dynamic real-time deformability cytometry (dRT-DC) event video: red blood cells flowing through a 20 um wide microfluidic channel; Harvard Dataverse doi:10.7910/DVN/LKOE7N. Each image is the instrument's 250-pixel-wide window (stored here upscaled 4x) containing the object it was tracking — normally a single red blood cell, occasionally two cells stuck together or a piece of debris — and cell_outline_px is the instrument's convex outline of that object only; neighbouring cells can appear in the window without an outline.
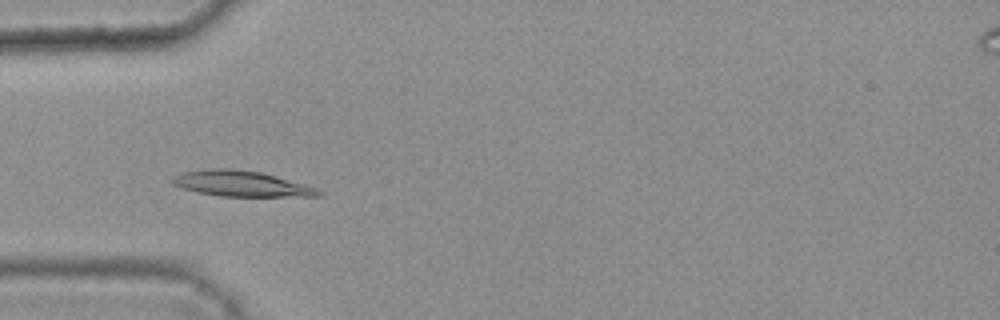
{"species": "common noctule bat (a hibernating species)", "species_latin": "Nyctalus noctula", "temperature_condition": "warm", "stored_images_in_passage": 35, "camera_frame_rate_fps": 3000, "um_per_image_px": 0.085, "animal": {"sex": "female", "body_mass_g": 25.1}, "frame": {"image": 1, "passage_image": 10, "time_ms": 3.0, "image_size_px": [1000, 320], "cell_outline_px": [[324, 196], [220, 196], [196, 192], [172, 184], [168, 180], [172, 176], [184, 172], [208, 168], [232, 168], [260, 172], [304, 184], [316, 188], [324, 192]], "centroid_in_image_um": [20.47, 15.61], "position_along_channel_um": 64.5, "area_um2": 21.85}}
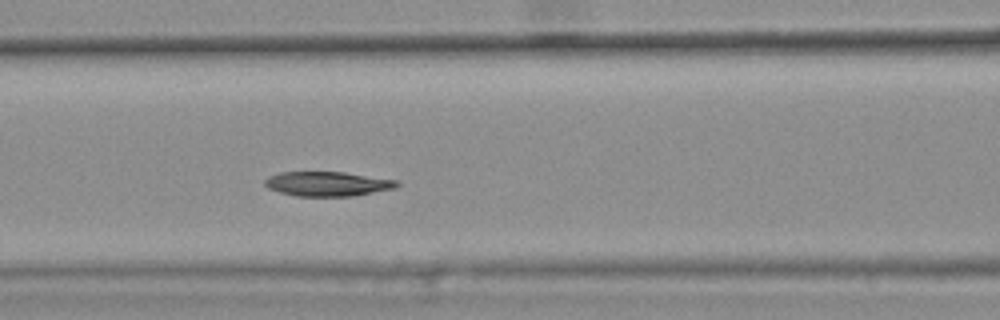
{"frame": {"image": 2, "passage_image": 16, "time_ms": 5.0, "image_size_px": [1000, 320], "cell_outline_px": [[400, 184], [396, 188], [352, 196], [296, 196], [280, 192], [268, 188], [264, 184], [264, 180], [268, 176], [280, 172], [344, 172], [400, 180]], "centroid_in_image_um": [27.87, 15.62], "position_along_channel_um": 138.7, "area_um2": 19.02}}
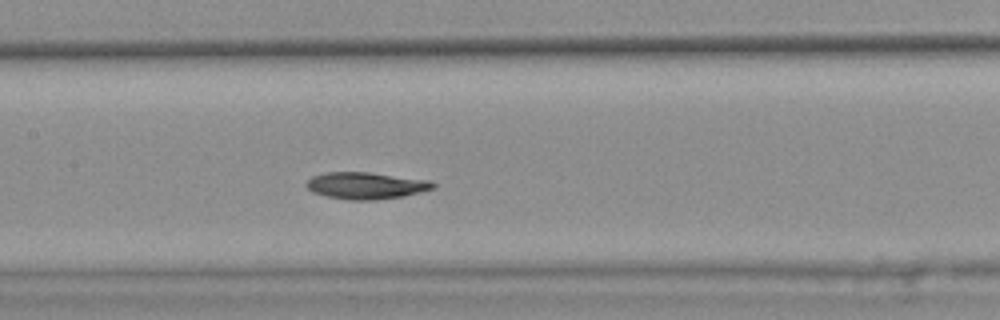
{"frame": {"image": 3, "passage_image": 19, "time_ms": 6.0, "image_size_px": [1000, 320], "cell_outline_px": [[436, 188], [404, 196], [372, 200], [348, 200], [328, 196], [312, 192], [304, 184], [312, 176], [324, 172], [368, 172], [428, 180], [436, 184]], "centroid_in_image_um": [31.09, 15.77], "position_along_channel_um": 176.3, "area_um2": 19.77}, "authors_computed_cell_mechanics": {"area_um2": 19.7676, "velocity_mm_per_s": 3.7729, "shape_relaxation_time_tau1_ms": 8.6245, "shape_relaxation_time_tau2_ms": null, "deformation_change_tau1": 0.1979, "deformation_change_tau2": null}}